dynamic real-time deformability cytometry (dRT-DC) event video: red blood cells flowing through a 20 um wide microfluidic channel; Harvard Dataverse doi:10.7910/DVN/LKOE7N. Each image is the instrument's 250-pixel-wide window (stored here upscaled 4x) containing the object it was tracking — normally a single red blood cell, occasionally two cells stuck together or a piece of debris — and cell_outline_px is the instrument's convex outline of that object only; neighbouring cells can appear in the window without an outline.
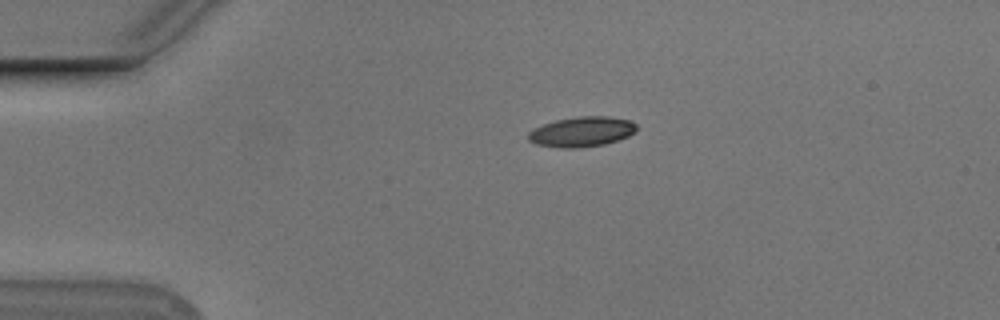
{"species": "Egyptian fruit bat (a non-hibernating species)", "species_latin": "Rousettus aegyptiacus", "temperature_condition": "cold", "stored_images_in_passage": 44, "camera_frame_rate_fps": 3000, "um_per_image_px": 0.085, "animal": {"sex": "male"}, "frame": {"image": 1, "passage_image": 1, "time_ms": 0.0, "image_size_px": [1000, 320], "cell_outline_px": [[636, 128], [628, 136], [616, 140], [600, 144], [540, 144], [532, 140], [528, 136], [536, 128], [544, 124], [560, 120], [588, 116], [600, 116], [628, 120], [636, 124]], "centroid_in_image_um": [49.56, 11.13], "position_along_channel_um": 35.4, "area_um2": 16.76}}
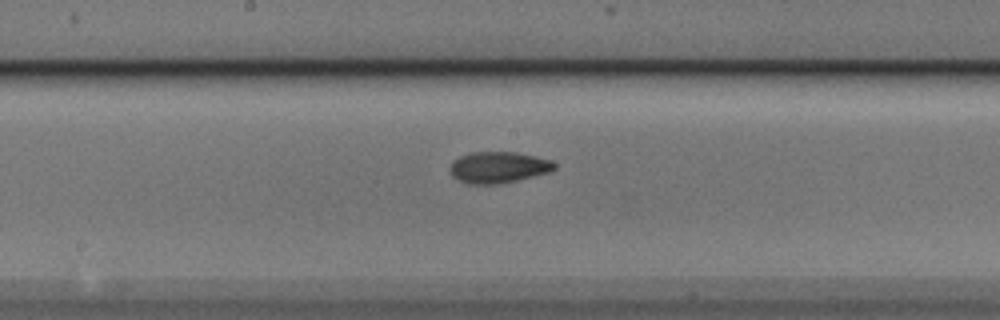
{"frame": {"image": 2, "passage_image": 18, "time_ms": 5.667, "image_size_px": [1000, 320], "cell_outline_px": [[556, 164], [552, 168], [544, 172], [512, 180], [488, 184], [484, 184], [464, 180], [456, 176], [452, 172], [452, 164], [456, 160], [464, 156], [480, 152], [508, 152], [532, 156], [548, 160]], "centroid_in_image_um": [42.37, 14.19], "position_along_channel_um": 205.8, "area_um2": 17.11}}
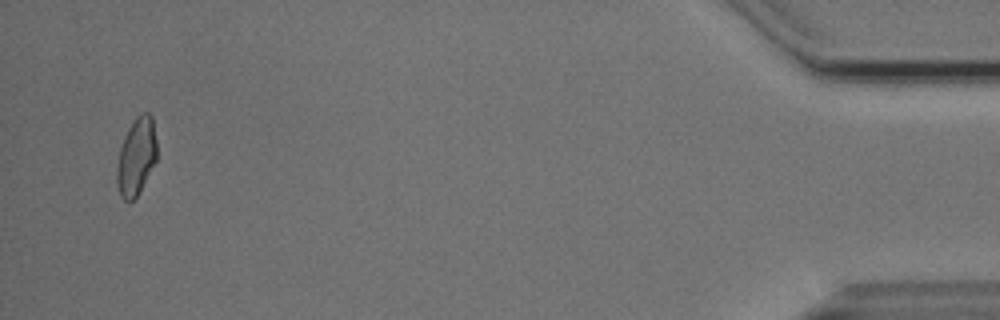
{"frame": {"image": 3, "passage_image": 42, "time_ms": 13.667, "image_size_px": [1000, 320], "cell_outline_px": [[156, 160], [136, 196], [132, 200], [124, 200], [120, 192], [116, 176], [120, 152], [124, 140], [136, 116], [144, 112], [148, 112], [152, 116], [156, 144]], "centroid_in_image_um": [11.61, 13.28], "position_along_channel_um": 423.6, "area_um2": 17.05}, "authors_computed_cell_mechanics": {"area_um2": 16.9932, "velocity_mm_per_s": 3.7591, "shape_relaxation_time_tau1_ms": 4.3483, "shape_relaxation_time_tau2_ms": 3.3914, "deformation_change_tau1": 0.1474, "deformation_change_tau2": 0.085}}